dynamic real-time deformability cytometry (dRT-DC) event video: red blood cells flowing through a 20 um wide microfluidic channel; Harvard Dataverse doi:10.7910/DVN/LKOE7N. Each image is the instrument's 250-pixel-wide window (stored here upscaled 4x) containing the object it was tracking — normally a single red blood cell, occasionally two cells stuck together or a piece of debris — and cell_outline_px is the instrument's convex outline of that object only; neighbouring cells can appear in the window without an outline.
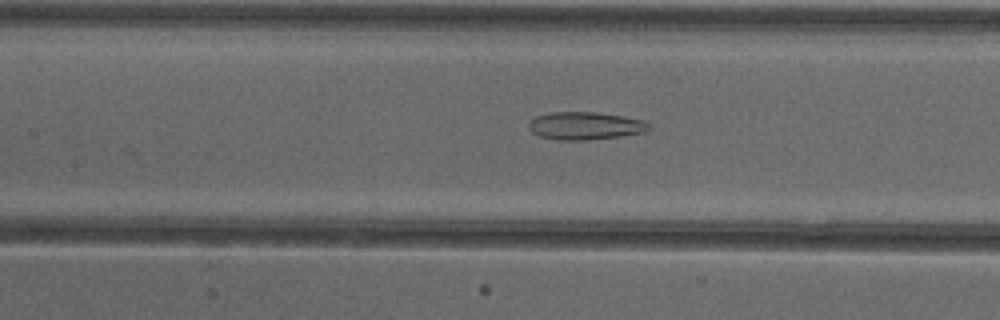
{"species": "common noctule bat (a hibernating species)", "species_latin": "Nyctalus noctula", "temperature_condition": "cold", "stored_images_in_passage": 43, "camera_frame_rate_fps": 3000, "um_per_image_px": 0.085, "animal": {"sex": "female"}, "frame": {"image": 1, "passage_image": 15, "time_ms": 4.667, "image_size_px": [1000, 320], "cell_outline_px": [[652, 128], [644, 132], [620, 136], [588, 140], [556, 140], [540, 136], [532, 132], [528, 128], [528, 124], [536, 116], [552, 112], [592, 112], [620, 116], [644, 120], [652, 124]], "centroid_in_image_um": [49.76, 10.7], "position_along_channel_um": 157.6, "area_um2": 19.42}}
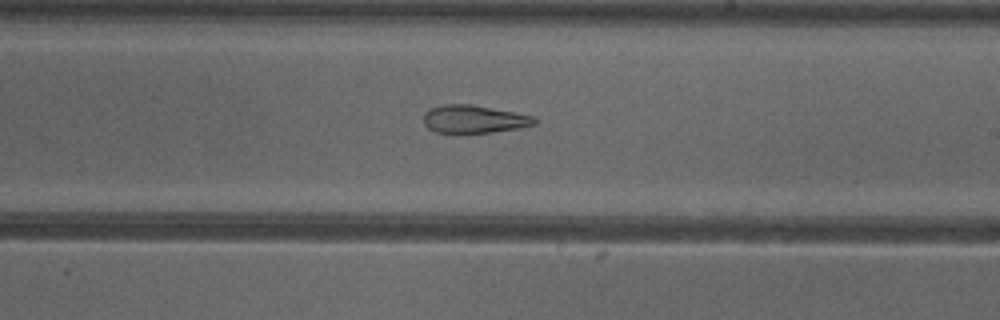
{"frame": {"image": 2, "passage_image": 22, "time_ms": 7.0, "image_size_px": [1000, 320], "cell_outline_px": [[536, 124], [520, 128], [492, 132], [460, 136], [456, 136], [436, 132], [428, 128], [424, 124], [424, 112], [432, 108], [444, 104], [472, 104], [532, 116], [536, 120]], "centroid_in_image_um": [40.22, 10.18], "position_along_channel_um": 248.8, "area_um2": 18.61}}
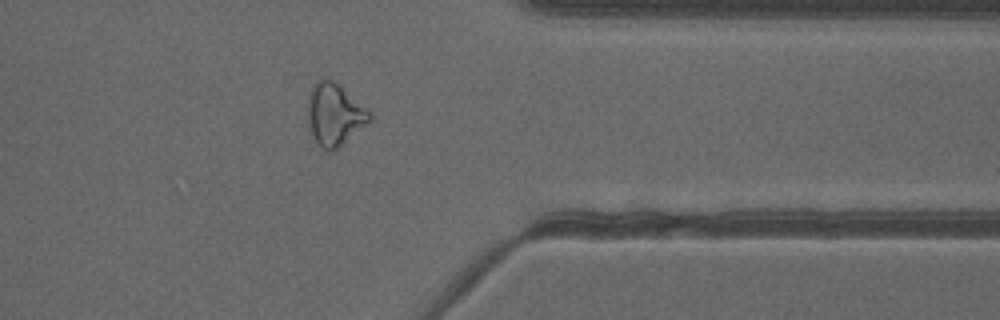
{"frame": {"image": 3, "passage_image": 33, "time_ms": 10.667, "image_size_px": [1000, 320], "cell_outline_px": [[372, 120], [332, 152], [328, 152], [316, 140], [308, 124], [308, 92], [312, 84], [320, 76], [328, 76], [368, 108], [372, 112]], "centroid_in_image_um": [28.44, 9.65], "position_along_channel_um": 383.0, "area_um2": 22.66}, "authors_computed_cell_mechanics": {"area_um2": 22.1374, "velocity_mm_per_s": 3.9156, "shape_relaxation_time_tau1_ms": null, "shape_relaxation_time_tau2_ms": 3.8741, "deformation_change_tau1": null, "deformation_change_tau2": 0.148}}